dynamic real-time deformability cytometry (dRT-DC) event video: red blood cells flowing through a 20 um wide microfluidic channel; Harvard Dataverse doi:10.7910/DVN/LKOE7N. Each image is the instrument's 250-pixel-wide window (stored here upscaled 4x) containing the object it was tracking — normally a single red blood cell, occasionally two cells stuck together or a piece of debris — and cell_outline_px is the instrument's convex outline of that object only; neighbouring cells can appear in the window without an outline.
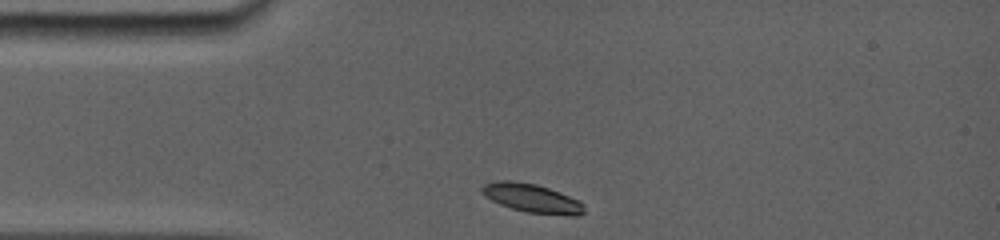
{"species": "common noctule bat (a hibernating species)", "species_latin": "Nyctalus noctula", "temperature_condition": "room temperature", "stored_images_in_passage": 41, "camera_frame_rate_fps": 5000, "um_per_image_px": 0.085, "animal": {"sex": "female", "body_mass_g": 19.0, "forearm_length_mm": 56.7}, "frame": {"image": 1, "passage_image": 1, "time_ms": 0.0, "image_size_px": [1000, 240], "cell_outline_px": [[584, 212], [580, 216], [568, 216], [528, 212], [512, 208], [500, 204], [492, 200], [480, 192], [480, 188], [484, 184], [500, 180], [512, 180], [536, 184], [548, 188], [580, 200], [584, 204]], "centroid_in_image_um": [45.24, 16.85], "position_along_channel_um": 39.8, "area_um2": 17.17}}
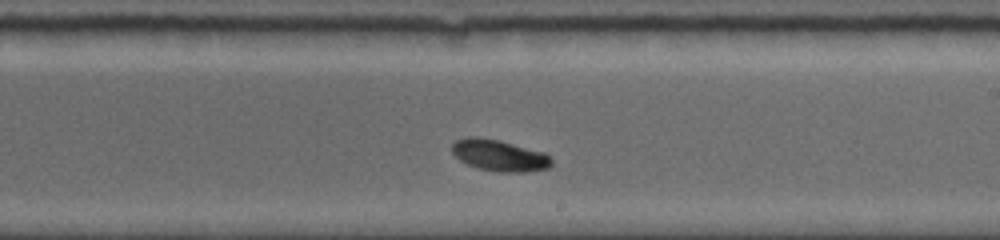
{"frame": {"image": 2, "passage_image": 24, "time_ms": 6.0, "image_size_px": [1000, 240], "cell_outline_px": [[552, 164], [548, 168], [524, 172], [500, 172], [476, 168], [460, 160], [452, 152], [452, 144], [456, 140], [468, 136], [476, 136], [500, 140], [544, 152], [552, 156]], "centroid_in_image_um": [42.46, 13.2], "position_along_channel_um": 246.5, "area_um2": 18.38}}
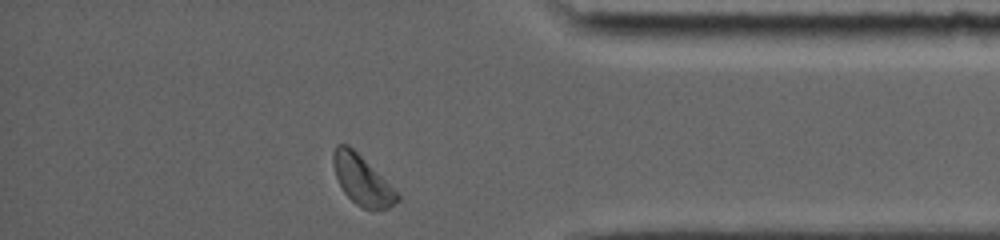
{"frame": {"image": 3, "passage_image": 41, "time_ms": 10.4, "image_size_px": [1000, 240], "cell_outline_px": [[400, 200], [388, 208], [372, 212], [356, 204], [344, 192], [336, 176], [332, 160], [332, 156], [336, 144], [348, 144], [400, 196]], "centroid_in_image_um": [30.76, 15.35], "position_along_channel_um": 404.4, "area_um2": 17.98}, "authors_computed_cell_mechanics": {"area_um2": 17.9758, "velocity_mm_per_s": 3.7992, "shape_relaxation_time_tau1_ms": 2.0627, "shape_relaxation_time_tau2_ms": null, "deformation_change_tau1": 0.114, "deformation_change_tau2": null}}